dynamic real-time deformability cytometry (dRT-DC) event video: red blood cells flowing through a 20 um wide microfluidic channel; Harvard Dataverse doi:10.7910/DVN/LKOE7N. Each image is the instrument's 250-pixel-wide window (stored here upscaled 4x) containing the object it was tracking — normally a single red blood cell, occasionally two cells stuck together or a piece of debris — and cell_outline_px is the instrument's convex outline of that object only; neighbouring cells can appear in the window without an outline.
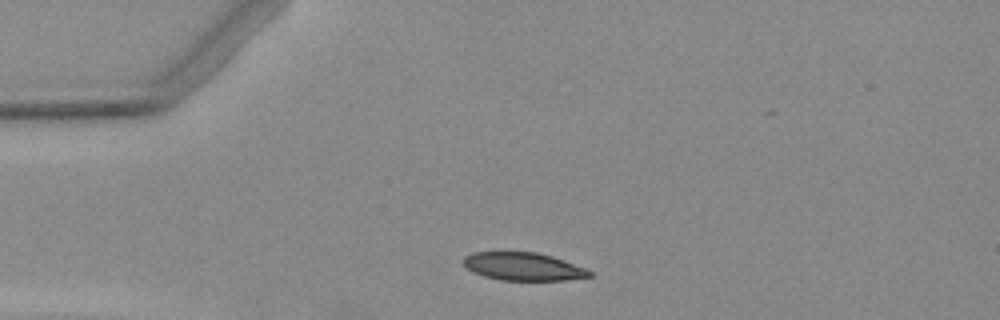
{"species": "Egyptian fruit bat (a non-hibernating species)", "species_latin": "Rousettus aegyptiacus", "temperature_condition": "warm", "stored_images_in_passage": 4, "camera_frame_rate_fps": 3000, "um_per_image_px": 0.085, "animal": {"sex": "female"}, "frame": {"image": 1, "passage_image": 1, "time_ms": 0.0, "image_size_px": [1000, 320], "cell_outline_px": [[592, 276], [564, 280], [500, 280], [484, 276], [472, 272], [464, 264], [464, 256], [472, 252], [536, 252], [552, 256], [564, 260], [584, 268], [592, 272]], "centroid_in_image_um": [44.45, 22.65], "position_along_channel_um": 40.5, "area_um2": 20.4}}
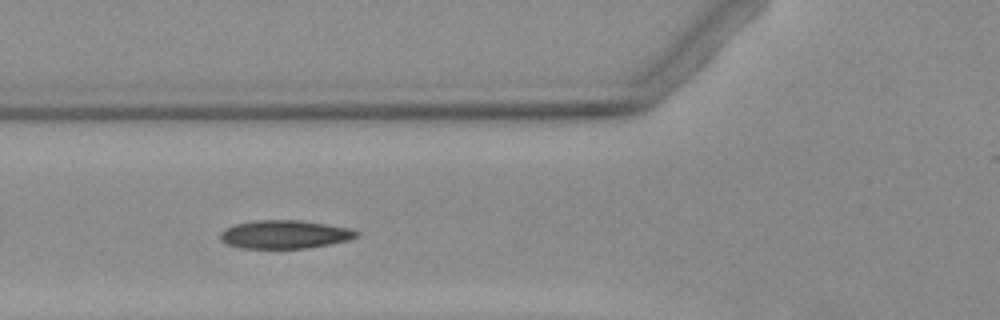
{"frame": {"image": 2, "passage_image": 3, "time_ms": 2.333, "image_size_px": [1000, 320], "cell_outline_px": [[360, 232], [356, 236], [348, 240], [332, 244], [308, 248], [240, 248], [228, 244], [220, 240], [220, 232], [236, 224], [256, 220], [300, 220], [348, 228]], "centroid_in_image_um": [24.2, 19.93], "position_along_channel_um": 101.6, "area_um2": 22.31}}
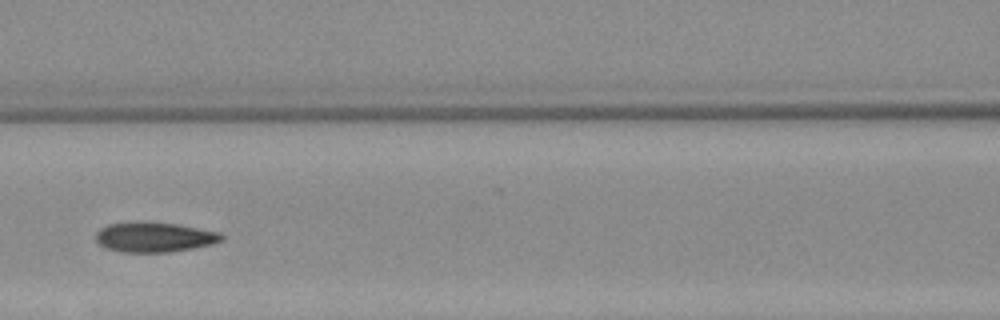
{"frame": {"image": 3, "passage_image": 4, "time_ms": 3.667, "image_size_px": [1000, 320], "cell_outline_px": [[224, 240], [212, 244], [192, 248], [168, 252], [120, 252], [104, 248], [96, 240], [96, 232], [100, 228], [108, 224], [176, 224], [220, 232], [224, 236]], "centroid_in_image_um": [13.14, 20.2], "position_along_channel_um": 153.5, "area_um2": 21.27}}